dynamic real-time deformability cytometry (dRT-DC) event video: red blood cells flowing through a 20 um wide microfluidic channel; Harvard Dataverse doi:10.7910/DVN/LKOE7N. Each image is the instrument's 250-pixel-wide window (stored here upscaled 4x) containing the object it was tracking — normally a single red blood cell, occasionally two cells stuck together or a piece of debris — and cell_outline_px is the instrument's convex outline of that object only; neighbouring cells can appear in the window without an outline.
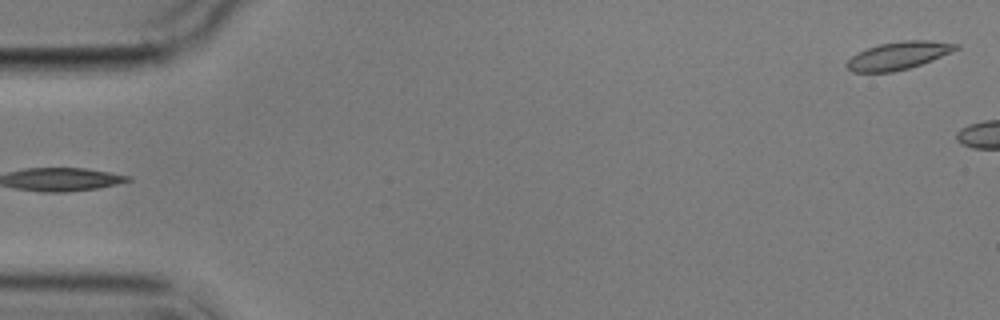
{"species": "common noctule bat (a hibernating species)", "species_latin": "Nyctalus noctula", "temperature_condition": "cold", "stored_images_in_passage": 3, "segment_of_instrument_passage": [2, 2], "camera_frame_rate_fps": 3000, "um_per_image_px": 0.085, "animal": {"sex": "male", "body_mass_g": 17.9}, "frame": {"image": 1, "passage_image": 3, "time_ms": 5.667, "image_size_px": [1000, 320], "cell_outline_px": [[960, 48], [952, 52], [932, 60], [908, 68], [892, 72], [852, 72], [844, 64], [852, 56], [868, 48], [880, 44], [904, 40], [928, 40], [960, 44]], "centroid_in_image_um": [76.39, 4.72], "position_along_channel_um": 8.6, "area_um2": 17.51}}